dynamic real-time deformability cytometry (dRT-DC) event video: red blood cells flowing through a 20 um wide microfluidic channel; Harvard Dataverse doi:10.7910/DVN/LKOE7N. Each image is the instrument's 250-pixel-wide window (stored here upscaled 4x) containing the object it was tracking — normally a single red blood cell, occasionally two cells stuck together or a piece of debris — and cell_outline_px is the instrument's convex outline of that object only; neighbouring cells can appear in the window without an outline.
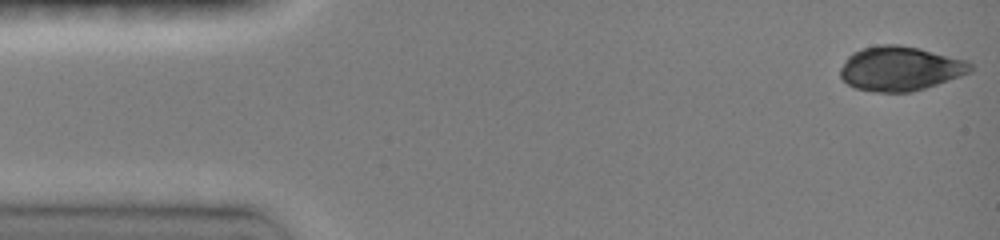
{"species": "common noctule bat (a hibernating species)", "species_latin": "Nyctalus noctula", "temperature_condition": "room temperature", "stored_images_in_passage": 46, "camera_frame_rate_fps": 3000, "um_per_image_px": 0.085, "animal": {"sex": "female", "body_mass_g": 19.0, "forearm_length_mm": 51.5}, "frame": {"image": 1, "passage_image": 1, "time_ms": 0.0, "image_size_px": [1000, 240], "cell_outline_px": [[972, 72], [912, 92], [872, 92], [856, 88], [848, 84], [840, 76], [840, 68], [848, 56], [852, 52], [860, 48], [880, 44], [900, 44], [920, 48], [968, 60], [972, 64]], "centroid_in_image_um": [76.51, 5.81], "position_along_channel_um": 8.5, "area_um2": 33.93}}